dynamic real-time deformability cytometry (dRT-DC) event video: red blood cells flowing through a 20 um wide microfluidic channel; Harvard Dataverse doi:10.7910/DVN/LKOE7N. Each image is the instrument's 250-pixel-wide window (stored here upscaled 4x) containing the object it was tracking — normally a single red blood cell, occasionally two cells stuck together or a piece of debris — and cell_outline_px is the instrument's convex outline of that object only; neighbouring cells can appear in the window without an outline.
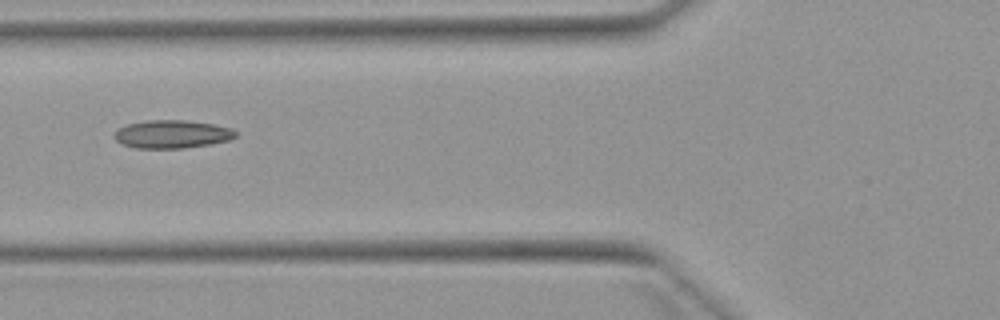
{"species": "Egyptian fruit bat (a non-hibernating species)", "species_latin": "Rousettus aegyptiacus", "temperature_condition": "warm", "stored_images_in_passage": 6, "camera_frame_rate_fps": 3000, "um_per_image_px": 0.085, "animal": {"sex": "female"}, "frame": {"image": 1, "passage_image": 6, "time_ms": 6.0, "image_size_px": [1000, 320], "cell_outline_px": [[236, 136], [232, 140], [212, 144], [184, 148], [136, 148], [124, 144], [116, 140], [112, 136], [116, 128], [128, 124], [148, 120], [184, 120], [212, 124], [232, 128], [236, 132]], "centroid_in_image_um": [14.62, 11.4], "position_along_channel_um": 111.2, "area_um2": 20.0}}